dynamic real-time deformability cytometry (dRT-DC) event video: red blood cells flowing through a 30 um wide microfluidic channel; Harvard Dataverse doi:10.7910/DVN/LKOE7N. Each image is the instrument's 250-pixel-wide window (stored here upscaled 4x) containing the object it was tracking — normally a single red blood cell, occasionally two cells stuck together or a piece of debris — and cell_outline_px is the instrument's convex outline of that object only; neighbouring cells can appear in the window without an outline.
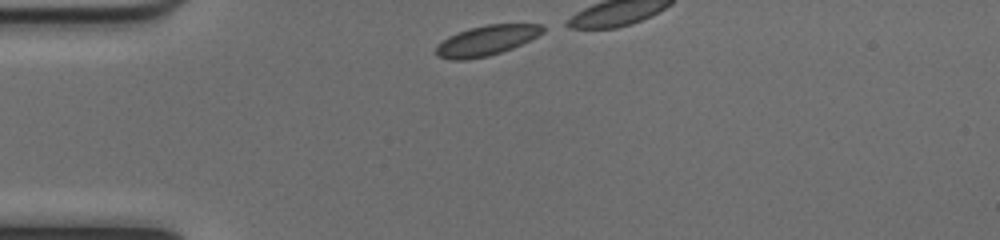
{"species": "common noctule bat (a hibernating species)", "species_latin": "Nyctalus noctula", "temperature_condition": "cold", "stored_images_in_passage": 10, "camera_frame_rate_fps": 3000, "um_per_image_px": 0.085, "animal": {"sex": "female", "body_mass_g": 17.0, "forearm_length_mm": 48.0}, "frame": {"image": 1, "passage_image": 1, "time_ms": 0.0, "image_size_px": [1000, 240], "cell_outline_px": [[544, 32], [512, 48], [488, 56], [464, 60], [448, 60], [436, 56], [436, 44], [448, 36], [468, 28], [488, 24], [540, 24], [544, 28]], "centroid_in_image_um": [41.27, 3.45], "position_along_channel_um": 43.7, "area_um2": 18.67}}
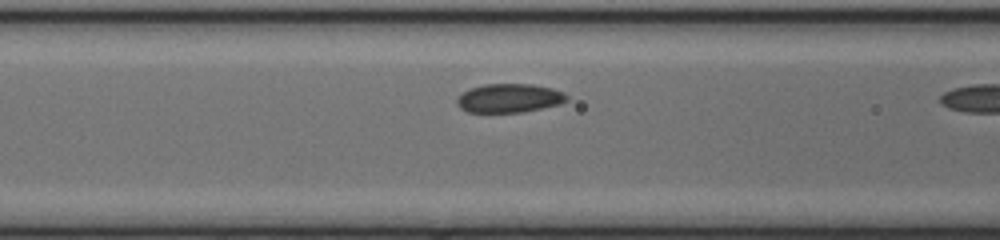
{"frame": {"image": 2, "passage_image": 9, "time_ms": 2.667, "image_size_px": [1000, 240], "cell_outline_px": [[568, 100], [560, 104], [520, 112], [468, 112], [460, 108], [456, 104], [456, 100], [464, 92], [472, 88], [484, 84], [532, 84], [552, 88], [564, 92], [568, 96]], "centroid_in_image_um": [43.3, 8.34], "position_along_channel_um": 123.3, "area_um2": 18.32}}